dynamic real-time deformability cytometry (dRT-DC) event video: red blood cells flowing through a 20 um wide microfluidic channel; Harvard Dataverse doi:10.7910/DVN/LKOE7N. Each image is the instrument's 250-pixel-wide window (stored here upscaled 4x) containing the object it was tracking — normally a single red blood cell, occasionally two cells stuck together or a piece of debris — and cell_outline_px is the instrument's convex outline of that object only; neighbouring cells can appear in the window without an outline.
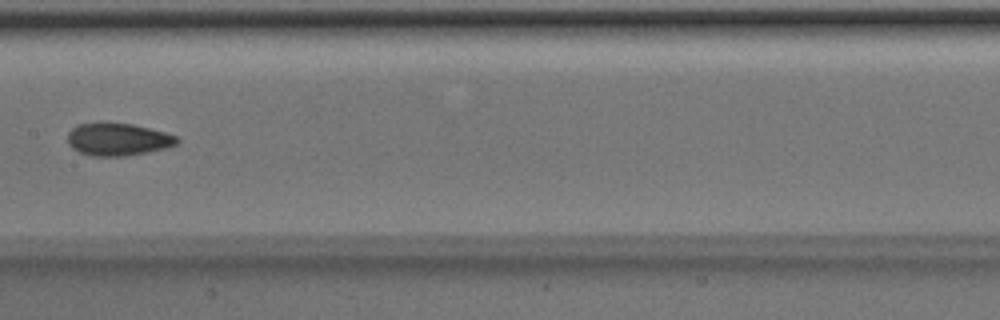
{"species": "Egyptian fruit bat (a non-hibernating species)", "species_latin": "Rousettus aegyptiacus", "temperature_condition": "room temperature", "stored_images_in_passage": 6, "camera_frame_rate_fps": 3000, "um_per_image_px": 0.085, "animal": {"sex": "male"}, "frame": {"image": 1, "passage_image": 6, "time_ms": 1.667, "image_size_px": [1000, 320], "cell_outline_px": [[180, 140], [176, 144], [168, 148], [148, 152], [124, 156], [92, 156], [80, 152], [72, 148], [68, 144], [68, 132], [76, 124], [108, 120], [132, 124], [164, 132], [176, 136]], "centroid_in_image_um": [9.99, 11.81], "position_along_channel_um": 197.4, "area_um2": 21.27}}